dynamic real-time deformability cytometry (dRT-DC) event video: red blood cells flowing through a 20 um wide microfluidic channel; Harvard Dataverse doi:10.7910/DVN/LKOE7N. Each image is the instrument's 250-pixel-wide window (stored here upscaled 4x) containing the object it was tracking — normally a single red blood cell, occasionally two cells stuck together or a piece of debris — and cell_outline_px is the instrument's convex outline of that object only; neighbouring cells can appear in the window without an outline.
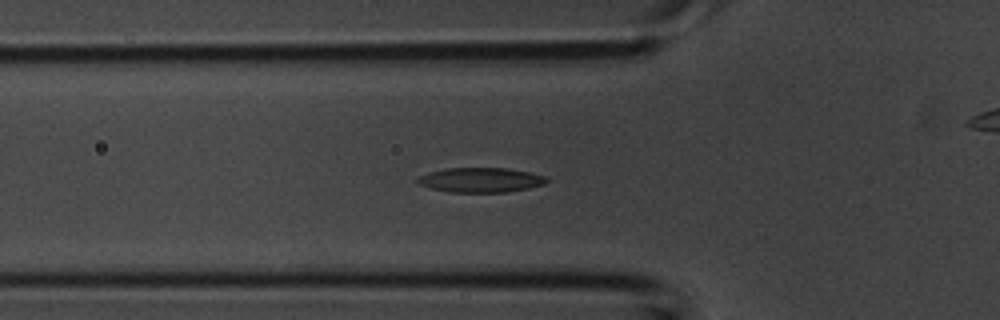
{"species": "common noctule bat (a hibernating species)", "species_latin": "Nyctalus noctula", "temperature_condition": "room temperature", "stored_images_in_passage": 44, "camera_frame_rate_fps": 3000, "um_per_image_px": 0.085, "animal": {"sex": "male", "body_mass_g": 20.1, "forearm_length_mm": 53.5}, "frame": {"image": 1, "passage_image": 15, "time_ms": 4.667, "image_size_px": [1000, 320], "cell_outline_px": [[548, 180], [544, 184], [528, 188], [508, 192], [448, 192], [416, 184], [416, 176], [428, 172], [444, 168], [504, 168], [528, 172], [544, 176]], "centroid_in_image_um": [40.77, 15.3], "position_along_channel_um": 85.0, "area_um2": 18.61}}
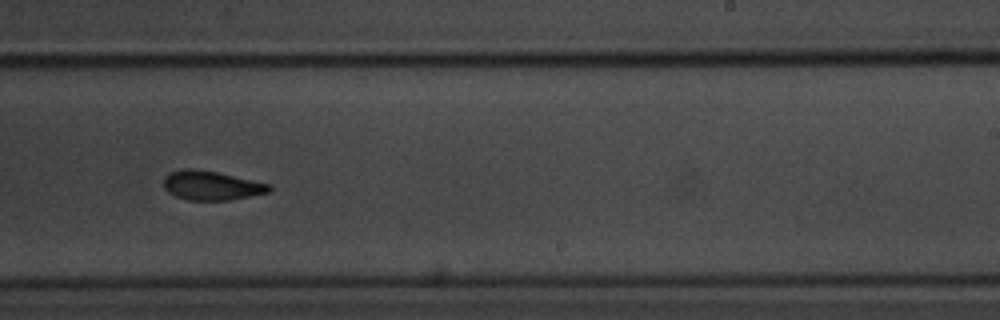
{"frame": {"image": 2, "passage_image": 27, "time_ms": 8.667, "image_size_px": [1000, 320], "cell_outline_px": [[272, 188], [268, 192], [228, 200], [188, 200], [176, 196], [168, 192], [164, 188], [164, 176], [168, 172], [184, 168], [192, 168], [216, 172], [272, 184]], "centroid_in_image_um": [17.94, 15.75], "position_along_channel_um": 271.1, "area_um2": 17.92}}
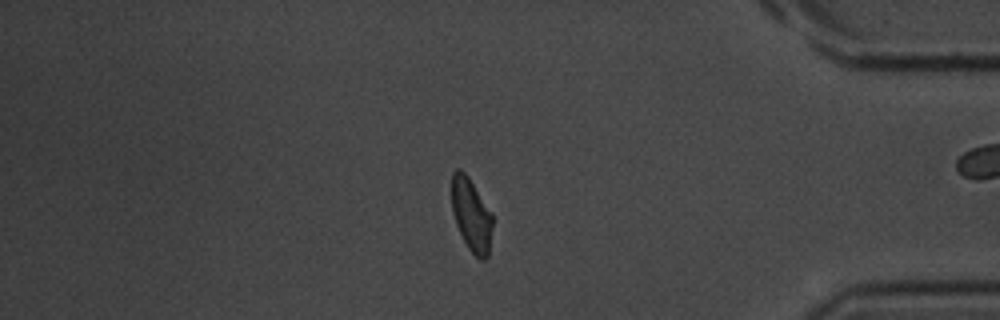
{"frame": {"image": 3, "passage_image": 37, "time_ms": 12.0, "image_size_px": [1000, 320], "cell_outline_px": [[492, 224], [488, 256], [484, 260], [480, 260], [468, 248], [456, 224], [452, 212], [452, 172], [456, 168], [460, 168], [468, 176], [492, 212]], "centroid_in_image_um": [40.06, 18.23], "position_along_channel_um": 395.1, "area_um2": 17.34}}